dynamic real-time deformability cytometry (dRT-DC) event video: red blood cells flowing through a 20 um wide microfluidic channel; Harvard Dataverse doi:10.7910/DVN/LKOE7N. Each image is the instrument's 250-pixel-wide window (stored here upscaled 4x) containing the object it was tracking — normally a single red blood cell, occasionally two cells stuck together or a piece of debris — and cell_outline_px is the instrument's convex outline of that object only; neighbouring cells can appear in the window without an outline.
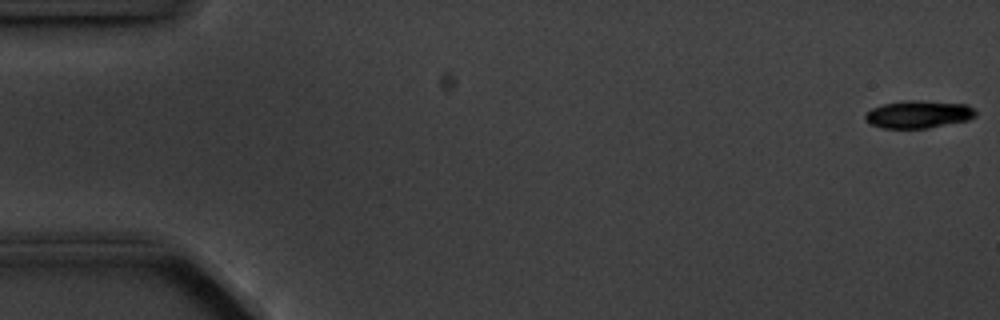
{"species": "common noctule bat (a hibernating species)", "species_latin": "Nyctalus noctula", "temperature_condition": "cold", "stored_images_in_passage": 7, "camera_frame_rate_fps": 3000, "um_per_image_px": 0.085, "animal": {"sex": "male", "body_mass_g": 20.1, "forearm_length_mm": 53.5}, "frame": {"image": 1, "passage_image": 1, "time_ms": 0.0, "image_size_px": [1000, 320], "cell_outline_px": [[976, 116], [968, 120], [928, 128], [884, 128], [872, 124], [864, 120], [864, 116], [872, 108], [884, 104], [912, 100], [920, 100], [968, 104], [976, 112]], "centroid_in_image_um": [78.1, 9.72], "position_along_channel_um": 6.9, "area_um2": 17.63}}
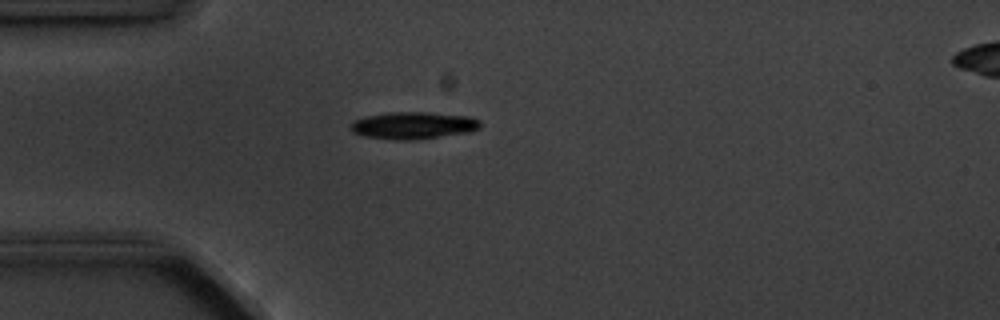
{"frame": {"image": 2, "passage_image": 5, "time_ms": 4.667, "image_size_px": [1000, 320], "cell_outline_px": [[480, 128], [468, 132], [412, 140], [396, 140], [364, 136], [352, 132], [352, 124], [356, 120], [368, 116], [388, 112], [428, 112], [468, 116], [480, 120]], "centroid_in_image_um": [35.15, 10.66], "position_along_channel_um": 49.8, "area_um2": 20.23}}